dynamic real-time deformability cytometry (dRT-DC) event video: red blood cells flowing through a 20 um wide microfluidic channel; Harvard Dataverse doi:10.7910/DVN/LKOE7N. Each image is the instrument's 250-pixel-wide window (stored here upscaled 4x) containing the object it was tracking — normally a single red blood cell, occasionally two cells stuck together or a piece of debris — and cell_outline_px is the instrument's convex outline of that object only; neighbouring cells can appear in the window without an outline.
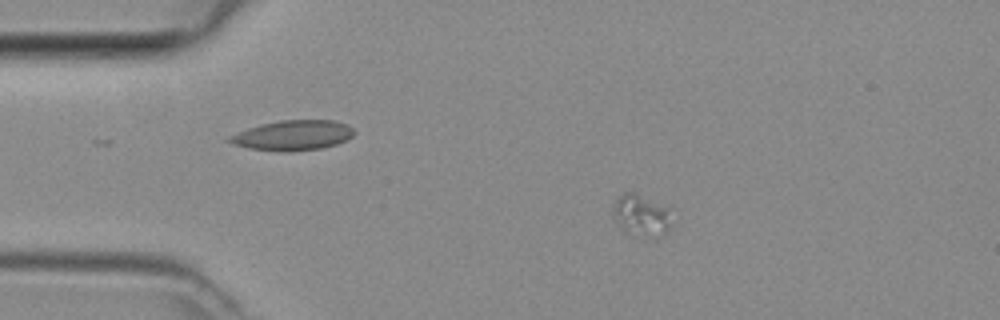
{"species": "common noctule bat (a hibernating species)", "species_latin": "Nyctalus noctula", "temperature_condition": "room temperature", "stored_images_in_passage": 3, "camera_frame_rate_fps": 3000, "um_per_image_px": 0.085, "animal": {"sex": "female", "body_mass_g": 29.2, "forearm_length_mm": 56.3}, "frame": {"image": 1, "passage_image": 2, "time_ms": 0.333, "image_size_px": [1000, 320], "cell_outline_px": [[672, 228], [656, 240], [624, 232], [616, 224], [612, 208], [612, 204], [624, 192], [636, 192], [668, 208], [672, 224]], "centroid_in_image_um": [54.51, 18.35], "position_along_channel_um": 30.5, "area_um2": 14.74}}